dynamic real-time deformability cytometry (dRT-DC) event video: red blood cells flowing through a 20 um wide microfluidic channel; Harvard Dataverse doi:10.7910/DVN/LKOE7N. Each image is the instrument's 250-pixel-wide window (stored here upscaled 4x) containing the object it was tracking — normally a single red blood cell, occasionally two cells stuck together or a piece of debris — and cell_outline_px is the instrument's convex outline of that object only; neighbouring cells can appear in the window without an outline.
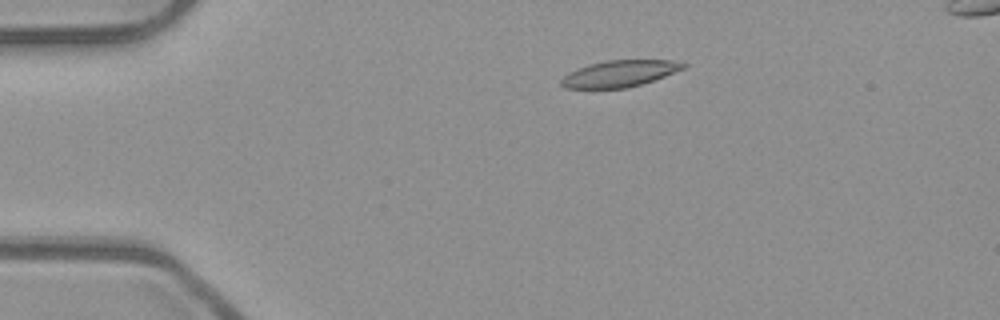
{"species": "common noctule bat (a hibernating species)", "species_latin": "Nyctalus noctula", "temperature_condition": "room temperature", "stored_images_in_passage": 54, "segment_of_instrument_passage": [1, 2], "camera_frame_rate_fps": 3000, "um_per_image_px": 0.085, "animal": {"sex": "male", "body_mass_g": 23.1, "forearm_length_mm": 52.7}, "frame": {"image": 1, "passage_image": 11, "time_ms": 3.333, "image_size_px": [1000, 320], "cell_outline_px": [[688, 64], [684, 68], [664, 76], [628, 88], [564, 88], [560, 84], [560, 80], [568, 72], [576, 68], [588, 64], [604, 60], [672, 60]], "centroid_in_image_um": [52.61, 6.25], "position_along_channel_um": 32.4, "area_um2": 18.84}}
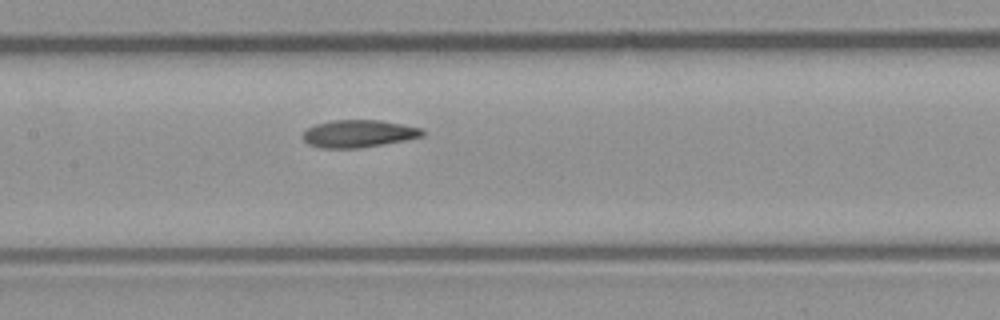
{"frame": {"image": 2, "passage_image": 26, "time_ms": 8.333, "image_size_px": [1000, 320], "cell_outline_px": [[424, 136], [384, 144], [360, 148], [320, 148], [308, 144], [300, 136], [308, 128], [316, 124], [332, 120], [380, 120], [420, 128], [424, 132]], "centroid_in_image_um": [30.43, 11.36], "position_along_channel_um": 177.0, "area_um2": 19.07}}
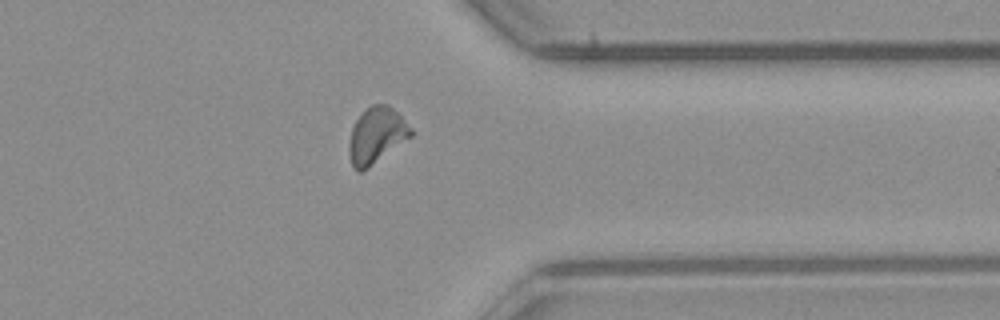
{"frame": {"image": 3, "passage_image": 42, "time_ms": 13.667, "image_size_px": [1000, 320], "cell_outline_px": [[416, 132], [412, 136], [368, 168], [360, 172], [356, 172], [352, 164], [348, 152], [348, 144], [352, 128], [360, 112], [364, 108], [372, 104], [388, 104]], "centroid_in_image_um": [31.99, 11.5], "position_along_channel_um": 379.4, "area_um2": 20.35}}